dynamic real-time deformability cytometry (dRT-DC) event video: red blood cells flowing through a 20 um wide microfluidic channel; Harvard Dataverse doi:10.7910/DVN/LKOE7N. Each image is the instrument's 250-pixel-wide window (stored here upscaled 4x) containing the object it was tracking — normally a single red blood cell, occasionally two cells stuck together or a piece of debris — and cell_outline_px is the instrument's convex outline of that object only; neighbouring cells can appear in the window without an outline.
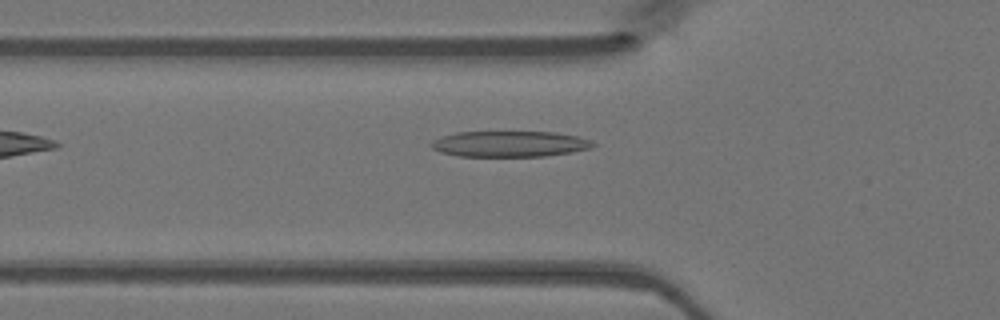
{"species": "Egyptian fruit bat (a non-hibernating species)", "species_latin": "Rousettus aegyptiacus", "temperature_condition": "warm", "stored_images_in_passage": 31, "camera_frame_rate_fps": 3000, "um_per_image_px": 0.085, "animal": {"sex": "female"}, "frame": {"image": 1, "passage_image": 2, "time_ms": 0.333, "image_size_px": [1000, 320], "cell_outline_px": [[596, 144], [592, 148], [572, 152], [544, 156], [456, 156], [440, 152], [432, 148], [428, 144], [432, 140], [440, 136], [456, 132], [556, 132], [576, 136], [592, 140]], "centroid_in_image_um": [43.29, 12.23], "position_along_channel_um": 82.5, "area_um2": 24.57}}
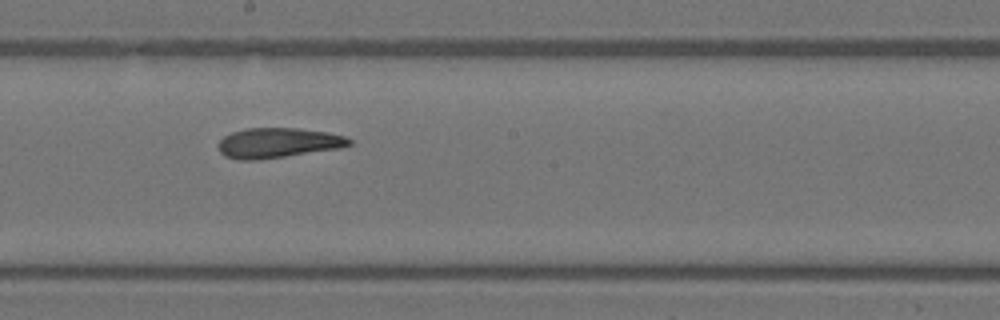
{"frame": {"image": 2, "passage_image": 12, "time_ms": 3.667, "image_size_px": [1000, 320], "cell_outline_px": [[352, 144], [340, 148], [260, 160], [240, 160], [224, 156], [220, 152], [216, 144], [224, 136], [232, 132], [244, 128], [300, 128], [328, 132], [344, 136], [352, 140]], "centroid_in_image_um": [23.6, 12.14], "position_along_channel_um": 224.6, "area_um2": 23.12}}
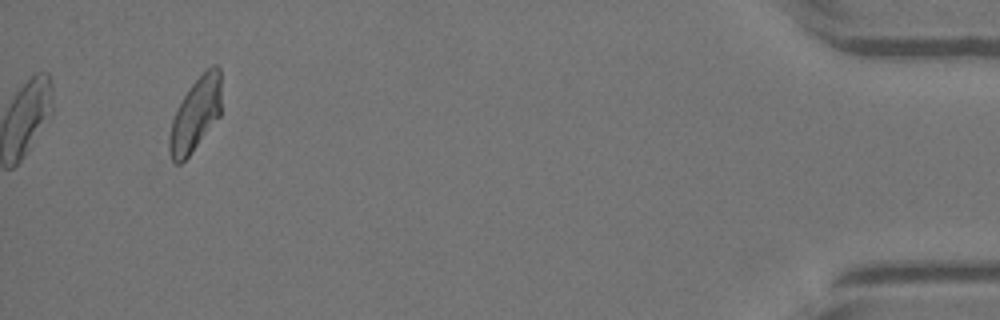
{"frame": {"image": 3, "passage_image": 31, "time_ms": 10.0, "image_size_px": [1000, 320], "cell_outline_px": [[220, 116], [188, 156], [180, 164], [176, 164], [172, 160], [168, 152], [168, 136], [172, 120], [188, 88], [212, 64], [216, 64], [220, 68]], "centroid_in_image_um": [16.6, 9.75], "position_along_channel_um": 418.6, "area_um2": 21.96}}